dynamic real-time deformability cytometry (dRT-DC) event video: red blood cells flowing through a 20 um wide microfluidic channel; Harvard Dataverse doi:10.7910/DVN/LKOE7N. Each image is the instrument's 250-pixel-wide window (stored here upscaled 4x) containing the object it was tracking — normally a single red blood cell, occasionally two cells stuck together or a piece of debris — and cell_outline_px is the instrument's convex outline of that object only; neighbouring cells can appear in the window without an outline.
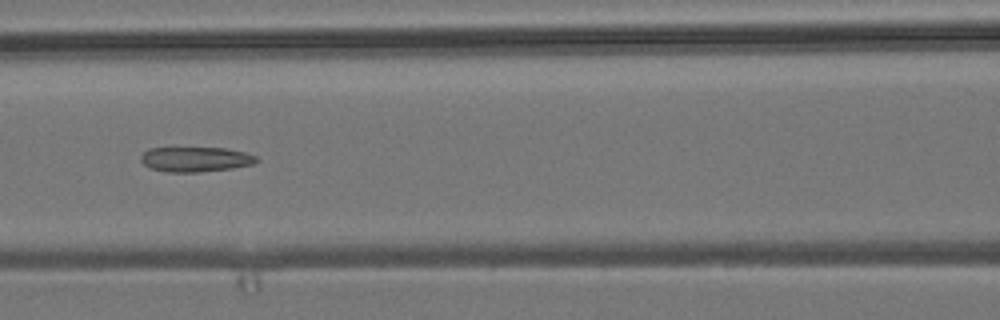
{"species": "common noctule bat (a hibernating species)", "species_latin": "Nyctalus noctula", "temperature_condition": "room temperature", "stored_images_in_passage": 9, "camera_frame_rate_fps": 3000, "um_per_image_px": 0.085, "animal": {"sex": "male", "body_mass_g": 19.2, "forearm_length_mm": 51.8}, "frame": {"image": 1, "passage_image": 6, "time_ms": 1.667, "image_size_px": [1000, 320], "cell_outline_px": [[260, 160], [256, 164], [232, 168], [200, 172], [168, 172], [152, 168], [144, 164], [140, 160], [140, 156], [148, 148], [224, 148], [244, 152], [256, 156]], "centroid_in_image_um": [16.65, 13.54], "position_along_channel_um": 150.0, "area_um2": 16.82}}
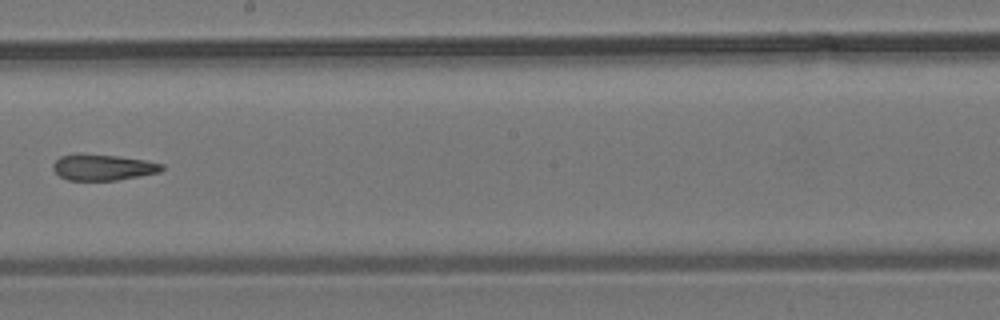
{"frame": {"image": 2, "passage_image": 8, "time_ms": 2.333, "image_size_px": [1000, 320], "cell_outline_px": [[164, 168], [160, 172], [140, 176], [116, 180], [68, 180], [60, 176], [52, 168], [52, 164], [60, 156], [76, 152], [80, 152], [116, 156], [144, 160], [164, 164]], "centroid_in_image_um": [8.71, 14.2], "position_along_channel_um": 239.5, "area_um2": 16.7}}
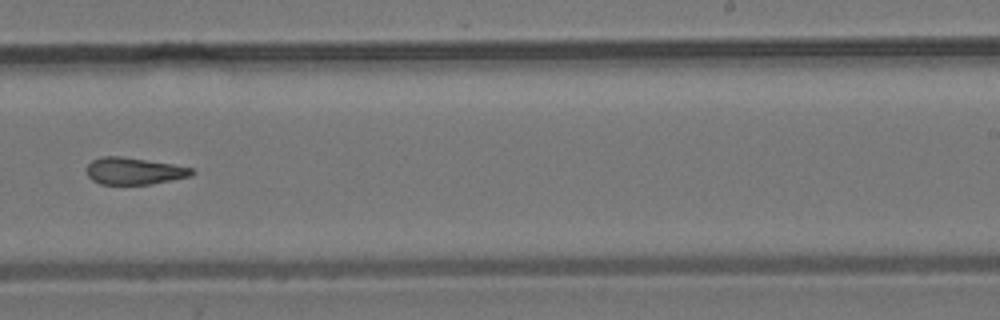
{"frame": {"image": 3, "passage_image": 9, "time_ms": 2.667, "image_size_px": [1000, 320], "cell_outline_px": [[196, 172], [192, 176], [152, 184], [100, 184], [92, 180], [88, 176], [88, 164], [92, 160], [100, 156], [120, 156], [172, 164], [192, 168]], "centroid_in_image_um": [11.41, 14.54], "position_along_channel_um": 277.6, "area_um2": 16.47}}